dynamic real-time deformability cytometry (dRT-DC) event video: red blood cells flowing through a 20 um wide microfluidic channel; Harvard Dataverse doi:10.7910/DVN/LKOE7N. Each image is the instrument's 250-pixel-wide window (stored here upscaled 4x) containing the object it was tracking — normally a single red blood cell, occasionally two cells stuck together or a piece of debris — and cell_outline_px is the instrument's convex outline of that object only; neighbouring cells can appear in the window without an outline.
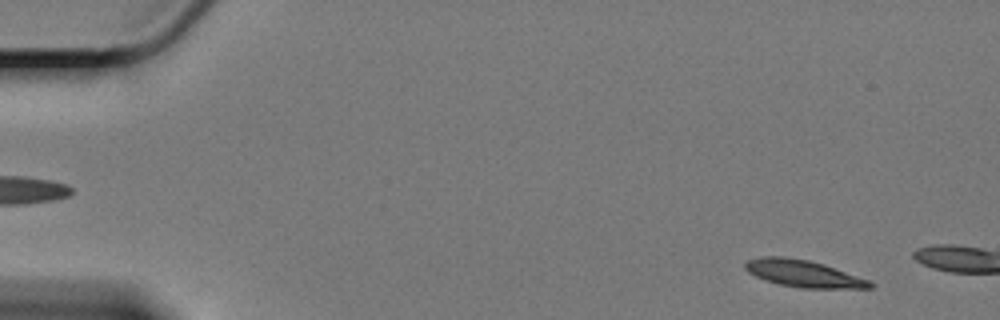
{"species": "Egyptian fruit bat (a non-hibernating species)", "species_latin": "Rousettus aegyptiacus", "temperature_condition": "cold", "stored_images_in_passage": 10, "camera_frame_rate_fps": 3000, "um_per_image_px": 0.085, "animal": {"sex": "female"}, "frame": {"image": 1, "passage_image": 5, "time_ms": 1.333, "image_size_px": [1000, 320], "cell_outline_px": [[876, 284], [872, 288], [804, 288], [780, 284], [756, 276], [748, 272], [744, 268], [744, 264], [748, 260], [760, 256], [784, 256], [808, 260], [824, 264], [868, 280]], "centroid_in_image_um": [68.28, 23.24], "position_along_channel_um": 16.7, "area_um2": 19.42}}